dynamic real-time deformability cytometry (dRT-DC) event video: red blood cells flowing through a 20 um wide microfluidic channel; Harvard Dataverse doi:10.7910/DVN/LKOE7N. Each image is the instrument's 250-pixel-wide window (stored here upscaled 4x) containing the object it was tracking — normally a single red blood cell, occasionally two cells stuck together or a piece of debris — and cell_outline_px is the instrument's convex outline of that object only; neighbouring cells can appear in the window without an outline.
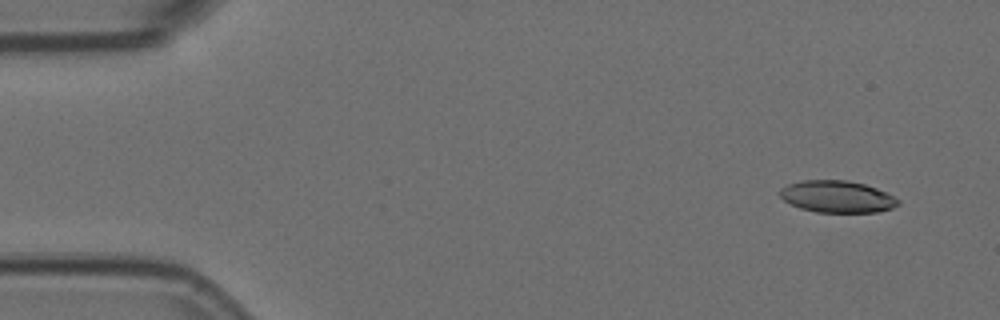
{"species": "Egyptian fruit bat (a non-hibernating species)", "species_latin": "Rousettus aegyptiacus", "temperature_condition": "room temperature", "stored_images_in_passage": 8, "camera_frame_rate_fps": 3000, "um_per_image_px": 0.085, "animal": {"sex": "female"}, "frame": {"image": 1, "passage_image": 1, "time_ms": 0.0, "image_size_px": [1000, 320], "cell_outline_px": [[900, 204], [892, 208], [876, 212], [816, 212], [800, 208], [784, 200], [780, 196], [780, 188], [788, 184], [800, 180], [844, 180], [864, 184], [876, 188], [900, 200]], "centroid_in_image_um": [71.14, 16.71], "position_along_channel_um": 13.9, "area_um2": 21.85}}
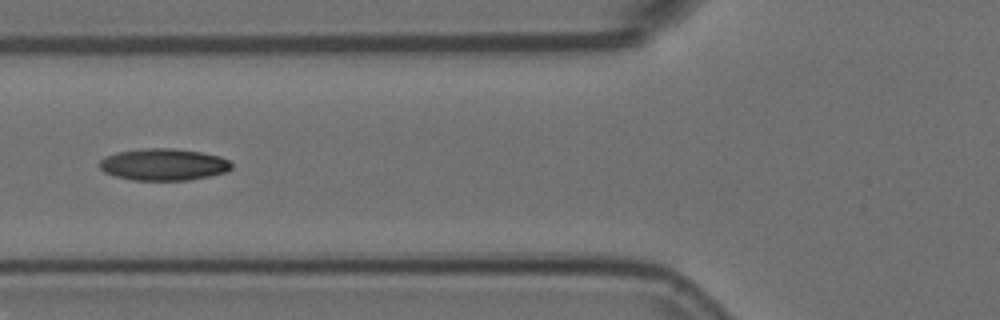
{"frame": {"image": 2, "passage_image": 6, "time_ms": 1.667, "image_size_px": [1000, 320], "cell_outline_px": [[232, 168], [224, 172], [208, 176], [188, 180], [132, 180], [116, 176], [104, 172], [100, 168], [100, 160], [104, 156], [116, 152], [144, 148], [172, 148], [200, 152], [220, 156], [228, 160], [232, 164]], "centroid_in_image_um": [13.88, 13.98], "position_along_channel_um": 111.9, "area_um2": 24.45}}
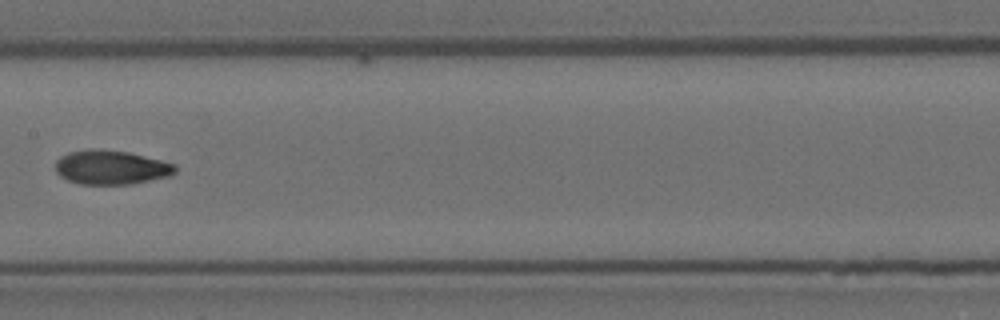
{"frame": {"image": 3, "passage_image": 8, "time_ms": 2.333, "image_size_px": [1000, 320], "cell_outline_px": [[176, 172], [168, 176], [132, 184], [80, 184], [68, 180], [60, 176], [56, 172], [56, 160], [60, 156], [68, 152], [88, 148], [100, 148], [128, 152], [160, 160], [172, 164], [176, 168]], "centroid_in_image_um": [9.38, 14.21], "position_along_channel_um": 198.0, "area_um2": 23.87}}